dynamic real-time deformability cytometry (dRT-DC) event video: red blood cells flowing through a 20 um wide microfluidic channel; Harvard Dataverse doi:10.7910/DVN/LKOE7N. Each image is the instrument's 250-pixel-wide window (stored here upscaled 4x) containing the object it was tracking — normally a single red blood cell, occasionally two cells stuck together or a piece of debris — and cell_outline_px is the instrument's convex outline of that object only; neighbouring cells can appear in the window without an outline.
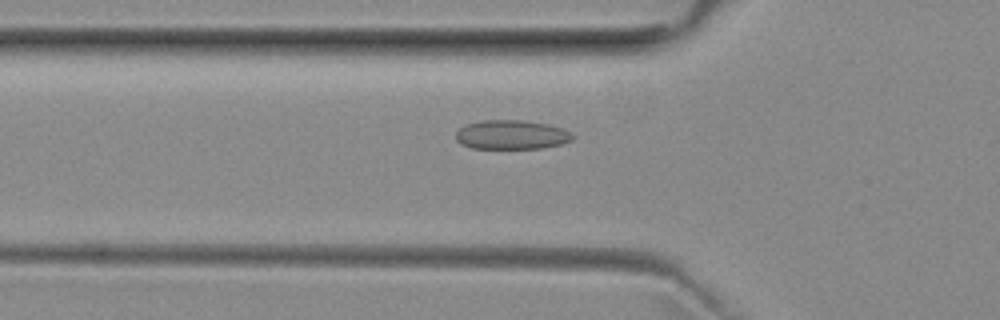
{"species": "common noctule bat (a hibernating species)", "species_latin": "Nyctalus noctula", "temperature_condition": "room temperature", "stored_images_in_passage": 53, "segment_of_instrument_passage": [1, 2], "camera_frame_rate_fps": 3000, "um_per_image_px": 0.085, "animal": {"sex": "female", "body_mass_g": 29.2, "forearm_length_mm": 56.3}, "frame": {"image": 1, "passage_image": 18, "time_ms": 5.667, "image_size_px": [1000, 320], "cell_outline_px": [[572, 140], [560, 144], [544, 148], [472, 148], [460, 144], [456, 140], [456, 132], [460, 128], [468, 124], [480, 120], [520, 120], [548, 124], [564, 128], [572, 132]], "centroid_in_image_um": [43.48, 11.45], "position_along_channel_um": 82.3, "area_um2": 19.88}}
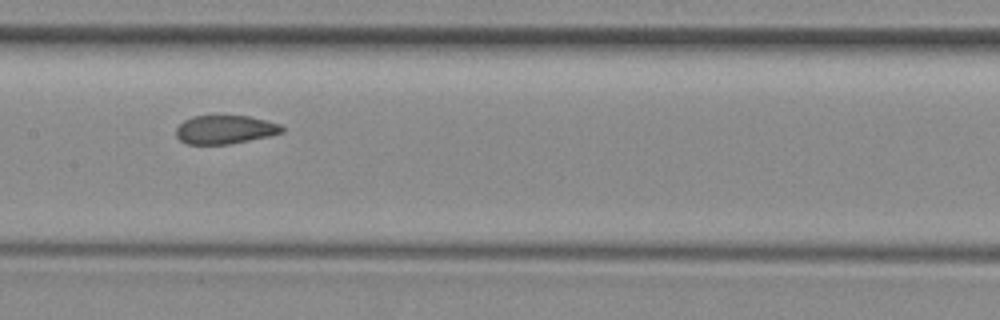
{"frame": {"image": 2, "passage_image": 26, "time_ms": 8.333, "image_size_px": [1000, 320], "cell_outline_px": [[284, 132], [268, 136], [228, 144], [188, 144], [180, 140], [176, 136], [176, 128], [184, 120], [192, 116], [248, 116], [280, 124], [284, 128]], "centroid_in_image_um": [19.11, 11.01], "position_along_channel_um": 188.3, "area_um2": 17.46}}
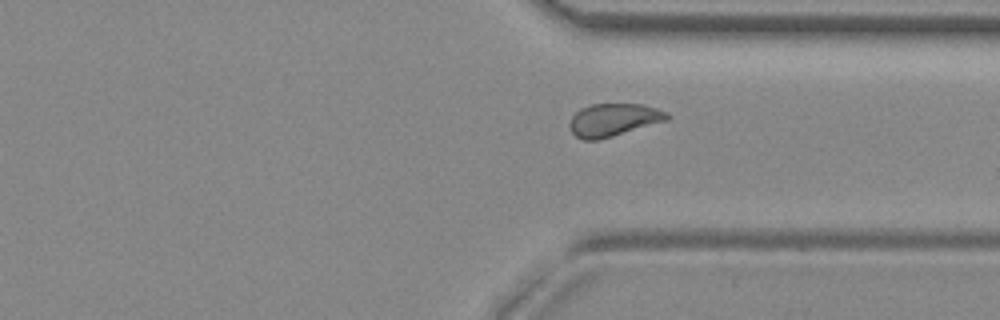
{"frame": {"image": 3, "passage_image": 39, "time_ms": 12.667, "image_size_px": [1000, 320], "cell_outline_px": [[672, 116], [668, 120], [612, 136], [596, 140], [584, 140], [576, 136], [572, 132], [568, 124], [572, 116], [580, 108], [592, 104], [640, 104], [656, 108], [668, 112]], "centroid_in_image_um": [52.15, 10.18], "position_along_channel_um": 359.2, "area_um2": 18.55}}